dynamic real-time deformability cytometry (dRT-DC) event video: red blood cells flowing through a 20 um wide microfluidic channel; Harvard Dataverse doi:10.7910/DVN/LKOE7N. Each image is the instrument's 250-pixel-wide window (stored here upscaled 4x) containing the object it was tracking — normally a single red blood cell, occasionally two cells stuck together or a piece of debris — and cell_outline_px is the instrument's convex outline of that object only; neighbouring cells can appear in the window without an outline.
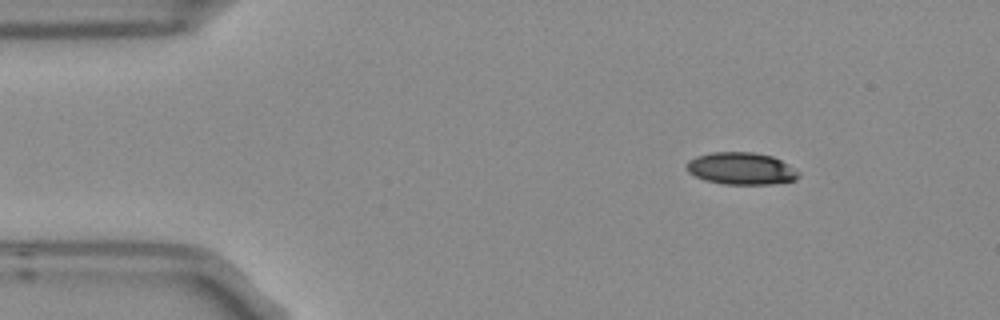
{"species": "Egyptian fruit bat (a non-hibernating species)", "species_latin": "Rousettus aegyptiacus", "temperature_condition": "room temperature", "stored_images_in_passage": 3, "camera_frame_rate_fps": 3000, "um_per_image_px": 0.085, "frame": {"image": 1, "passage_image": 1, "time_ms": 0.0, "image_size_px": [1000, 320], "cell_outline_px": [[800, 176], [796, 180], [772, 184], [724, 184], [704, 180], [688, 172], [688, 160], [696, 156], [712, 152], [752, 152], [772, 156], [780, 160], [800, 172]], "centroid_in_image_um": [63.02, 14.33], "position_along_channel_um": 22.0, "area_um2": 20.92}}